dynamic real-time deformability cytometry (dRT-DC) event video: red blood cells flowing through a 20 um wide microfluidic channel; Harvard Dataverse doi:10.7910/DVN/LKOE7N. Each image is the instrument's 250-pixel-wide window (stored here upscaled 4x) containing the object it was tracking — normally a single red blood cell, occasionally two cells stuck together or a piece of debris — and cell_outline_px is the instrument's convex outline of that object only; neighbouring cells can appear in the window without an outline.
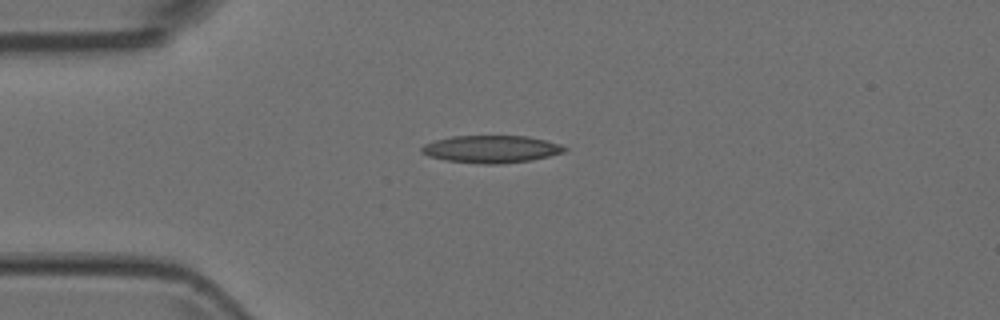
{"species": "Egyptian fruit bat (a non-hibernating species)", "species_latin": "Rousettus aegyptiacus", "temperature_condition": "room temperature", "stored_images_in_passage": 3, "camera_frame_rate_fps": 3000, "um_per_image_px": 0.085, "animal": {"sex": "female"}, "frame": {"image": 1, "passage_image": 1, "time_ms": 0.0, "image_size_px": [1000, 320], "cell_outline_px": [[568, 148], [564, 152], [532, 160], [500, 164], [484, 164], [444, 160], [428, 156], [420, 152], [420, 148], [424, 144], [436, 140], [452, 136], [528, 136], [560, 144]], "centroid_in_image_um": [41.73, 12.68], "position_along_channel_um": 43.3, "area_um2": 22.83}}
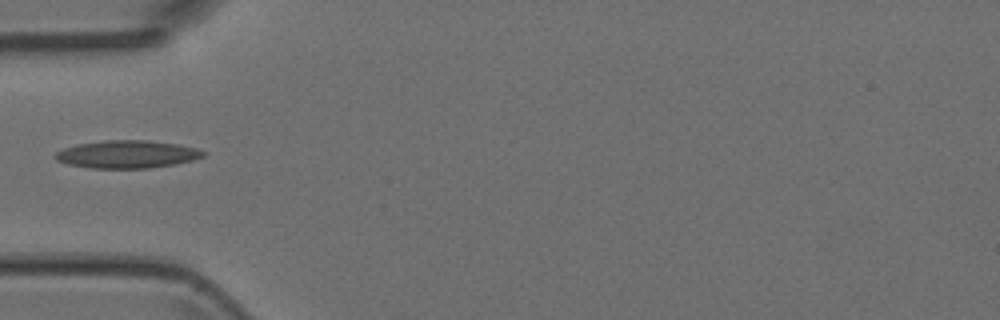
{"frame": {"image": 2, "passage_image": 2, "time_ms": 0.333, "image_size_px": [1000, 320], "cell_outline_px": [[204, 156], [192, 160], [176, 164], [148, 168], [88, 168], [68, 164], [56, 160], [56, 152], [64, 148], [76, 144], [104, 140], [144, 140], [180, 144], [196, 148], [204, 152]], "centroid_in_image_um": [10.8, 13.11], "position_along_channel_um": 74.2, "area_um2": 23.87}}
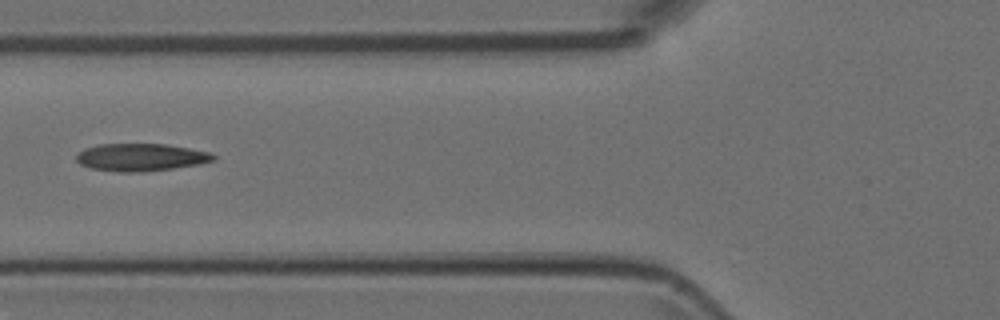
{"frame": {"image": 3, "passage_image": 3, "time_ms": 0.667, "image_size_px": [1000, 320], "cell_outline_px": [[216, 160], [200, 164], [144, 172], [120, 172], [92, 168], [80, 164], [76, 160], [76, 156], [84, 148], [100, 144], [168, 144], [212, 152], [216, 156]], "centroid_in_image_um": [12.02, 13.36], "position_along_channel_um": 113.8, "area_um2": 22.08}}